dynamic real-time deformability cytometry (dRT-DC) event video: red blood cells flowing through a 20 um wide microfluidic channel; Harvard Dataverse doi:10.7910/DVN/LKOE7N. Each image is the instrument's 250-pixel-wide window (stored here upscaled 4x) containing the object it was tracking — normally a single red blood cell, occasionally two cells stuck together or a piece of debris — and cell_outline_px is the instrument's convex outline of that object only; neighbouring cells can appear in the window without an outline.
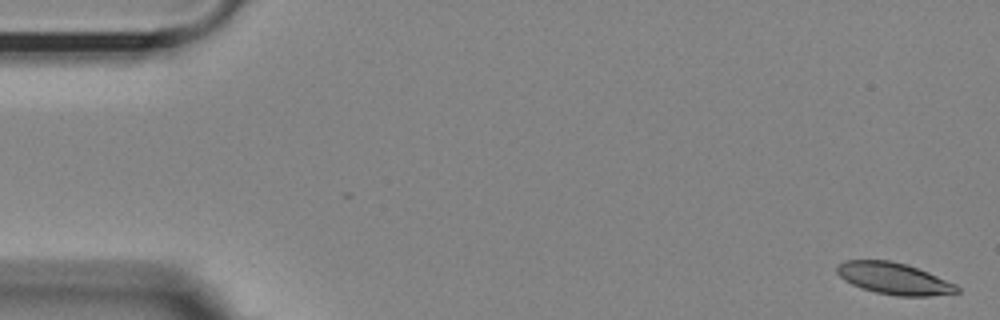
{"species": "Egyptian fruit bat (a non-hibernating species)", "species_latin": "Rousettus aegyptiacus", "temperature_condition": "room temperature", "stored_images_in_passage": 53, "camera_frame_rate_fps": 3000, "um_per_image_px": 0.085, "animal": {"sex": "female"}, "frame": {"image": 1, "passage_image": 1, "time_ms": 0.0, "image_size_px": [1000, 320], "cell_outline_px": [[960, 292], [932, 296], [896, 296], [876, 292], [860, 288], [844, 280], [836, 272], [836, 264], [844, 260], [888, 260], [904, 264], [928, 272], [956, 284], [960, 288]], "centroid_in_image_um": [75.97, 23.68], "position_along_channel_um": 9.0, "area_um2": 22.2}}
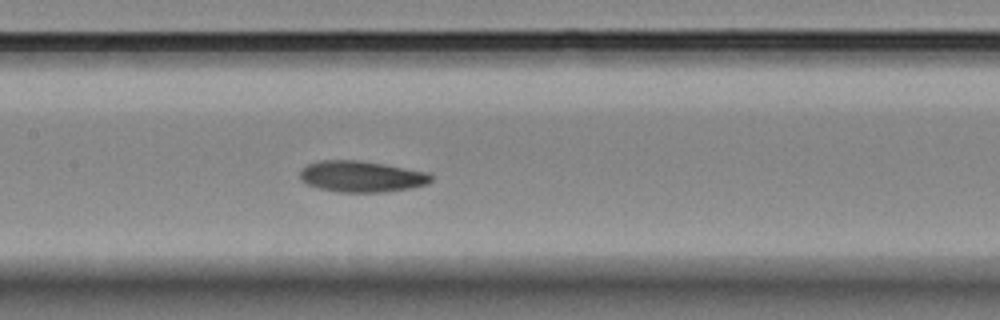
{"frame": {"image": 2, "passage_image": 26, "time_ms": 8.333, "image_size_px": [1000, 320], "cell_outline_px": [[432, 180], [428, 184], [408, 188], [384, 192], [340, 192], [320, 188], [308, 184], [300, 180], [300, 172], [308, 164], [320, 160], [360, 160], [384, 164], [428, 172], [432, 176]], "centroid_in_image_um": [30.74, 14.99], "position_along_channel_um": 176.7, "area_um2": 23.7}}
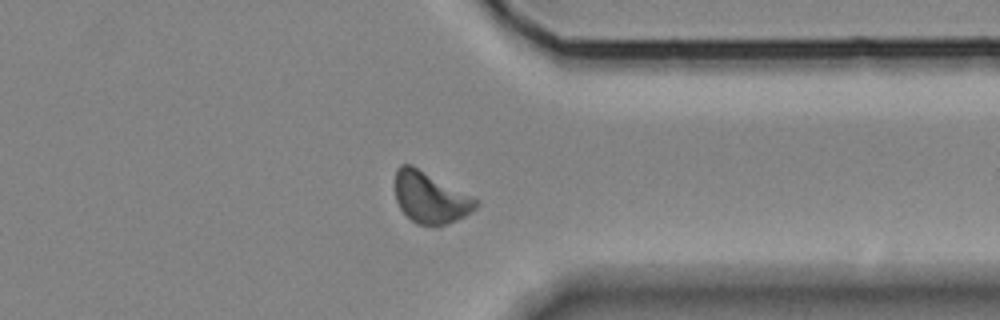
{"frame": {"image": 3, "passage_image": 43, "time_ms": 14.0, "image_size_px": [1000, 320], "cell_outline_px": [[480, 204], [476, 208], [464, 216], [448, 224], [436, 228], [416, 224], [400, 208], [396, 200], [396, 168], [400, 164], [412, 164], [480, 200]], "centroid_in_image_um": [36.6, 16.81], "position_along_channel_um": 374.8, "area_um2": 24.45}}